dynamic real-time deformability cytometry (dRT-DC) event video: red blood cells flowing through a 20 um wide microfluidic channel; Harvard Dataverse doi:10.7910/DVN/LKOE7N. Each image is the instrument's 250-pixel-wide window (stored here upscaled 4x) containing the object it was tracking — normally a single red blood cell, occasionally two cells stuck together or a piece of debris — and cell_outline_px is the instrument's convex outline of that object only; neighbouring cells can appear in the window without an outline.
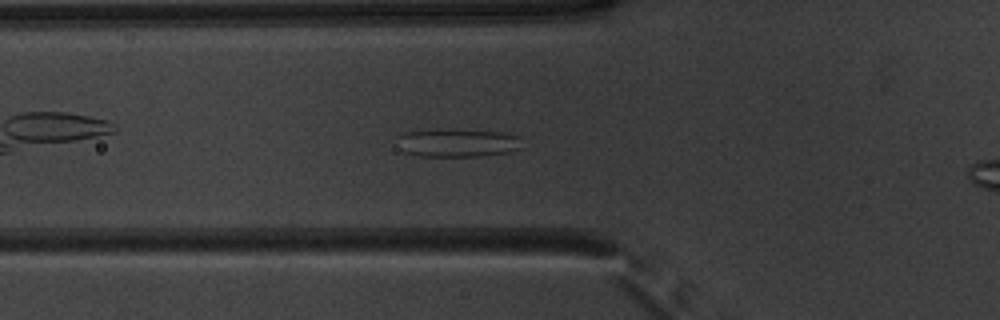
{"species": "common noctule bat (a hibernating species)", "species_latin": "Nyctalus noctula", "temperature_condition": "warm", "stored_images_in_passage": 40, "camera_frame_rate_fps": 3000, "um_per_image_px": 0.085, "animal": {"sex": "male", "body_mass_g": 20.1, "forearm_length_mm": 53.5}, "frame": {"image": 1, "passage_image": 12, "time_ms": 3.667, "image_size_px": [1000, 320], "cell_outline_px": [[524, 148], [508, 152], [480, 156], [420, 156], [404, 152], [400, 148], [400, 136], [404, 132], [436, 128], [504, 132], [524, 136]], "centroid_in_image_um": [39.02, 12.12], "position_along_channel_um": 86.8, "area_um2": 21.1}}
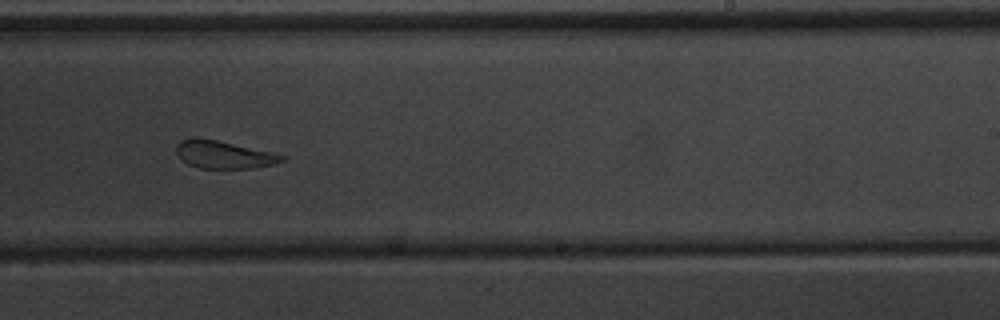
{"frame": {"image": 2, "passage_image": 26, "time_ms": 8.333, "image_size_px": [1000, 320], "cell_outline_px": [[284, 160], [272, 164], [256, 168], [200, 168], [188, 164], [176, 152], [176, 144], [180, 140], [188, 136], [196, 136], [216, 140], [272, 152], [284, 156]], "centroid_in_image_um": [18.96, 13.12], "position_along_channel_um": 270.0, "area_um2": 16.99}}
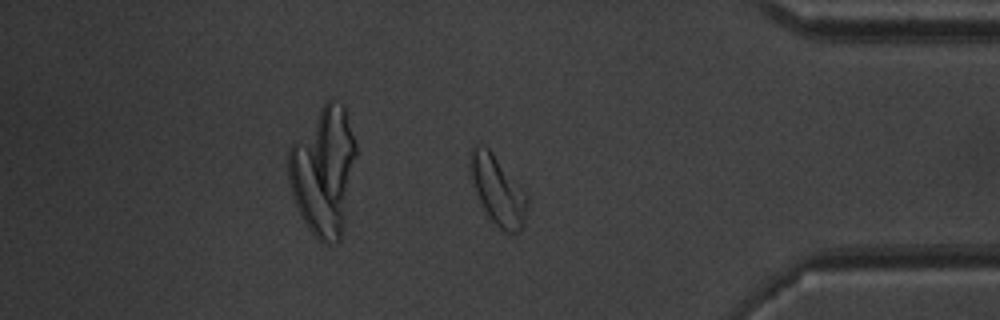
{"frame": {"image": 3, "passage_image": 37, "time_ms": 12.0, "image_size_px": [1000, 320], "cell_outline_px": [[528, 208], [524, 228], [516, 232], [504, 232], [488, 216], [476, 192], [472, 180], [468, 164], [468, 152], [472, 144], [480, 144], [488, 148], [492, 152], [528, 196]], "centroid_in_image_um": [42.29, 16.14], "position_along_channel_um": 392.9, "area_um2": 23.0}}